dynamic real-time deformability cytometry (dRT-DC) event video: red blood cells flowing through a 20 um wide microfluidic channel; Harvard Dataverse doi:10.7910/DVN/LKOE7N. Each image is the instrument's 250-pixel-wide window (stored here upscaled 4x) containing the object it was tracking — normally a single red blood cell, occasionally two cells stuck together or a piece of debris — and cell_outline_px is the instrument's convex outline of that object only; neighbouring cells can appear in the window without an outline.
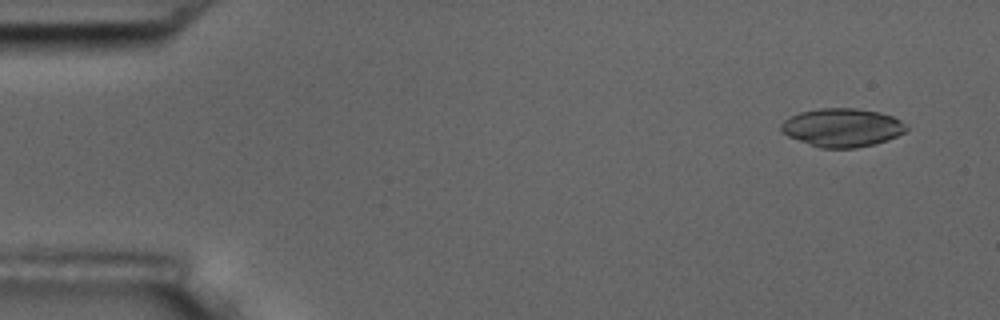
{"species": "common noctule bat (a hibernating species)", "species_latin": "Nyctalus noctula", "temperature_condition": "room temperature", "stored_images_in_passage": 7, "camera_frame_rate_fps": 3000, "um_per_image_px": 0.085, "animal": {"sex": "male", "body_mass_g": 17.5, "forearm_length_mm": 52.3}, "frame": {"image": 1, "passage_image": 1, "time_ms": 0.0, "image_size_px": [1000, 320], "cell_outline_px": [[908, 128], [904, 132], [896, 136], [876, 144], [856, 148], [820, 148], [788, 136], [780, 132], [780, 124], [784, 120], [800, 112], [820, 108], [856, 108], [880, 112], [892, 116], [900, 120]], "centroid_in_image_um": [71.57, 10.84], "position_along_channel_um": 13.4, "area_um2": 28.03}}